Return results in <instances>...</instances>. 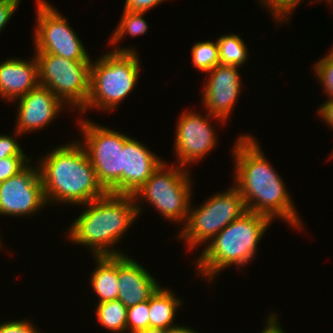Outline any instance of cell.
Masks as SVG:
<instances>
[{
  "label": "cell",
  "mask_w": 333,
  "mask_h": 333,
  "mask_svg": "<svg viewBox=\"0 0 333 333\" xmlns=\"http://www.w3.org/2000/svg\"><path fill=\"white\" fill-rule=\"evenodd\" d=\"M238 138L232 151L234 186L244 198L248 211L271 220L281 218L295 229L304 228L283 180L260 150L257 139L245 133Z\"/></svg>",
  "instance_id": "6da1fadb"
},
{
  "label": "cell",
  "mask_w": 333,
  "mask_h": 333,
  "mask_svg": "<svg viewBox=\"0 0 333 333\" xmlns=\"http://www.w3.org/2000/svg\"><path fill=\"white\" fill-rule=\"evenodd\" d=\"M41 158L38 166L47 204L80 206L107 193L99 184L88 155L78 140L57 146Z\"/></svg>",
  "instance_id": "7a4b0ae2"
},
{
  "label": "cell",
  "mask_w": 333,
  "mask_h": 333,
  "mask_svg": "<svg viewBox=\"0 0 333 333\" xmlns=\"http://www.w3.org/2000/svg\"><path fill=\"white\" fill-rule=\"evenodd\" d=\"M82 206L86 210L70 225L69 240L90 248L93 257L123 255L113 247L142 212L134 196L107 192Z\"/></svg>",
  "instance_id": "3957f363"
},
{
  "label": "cell",
  "mask_w": 333,
  "mask_h": 333,
  "mask_svg": "<svg viewBox=\"0 0 333 333\" xmlns=\"http://www.w3.org/2000/svg\"><path fill=\"white\" fill-rule=\"evenodd\" d=\"M271 223L269 217L250 211L229 223L195 259L198 273L212 282L217 272L233 265L238 269L246 266L255 258L258 244Z\"/></svg>",
  "instance_id": "277c9868"
},
{
  "label": "cell",
  "mask_w": 333,
  "mask_h": 333,
  "mask_svg": "<svg viewBox=\"0 0 333 333\" xmlns=\"http://www.w3.org/2000/svg\"><path fill=\"white\" fill-rule=\"evenodd\" d=\"M91 61L90 92L85 107L113 111L135 88L140 74L138 54L131 47L110 50Z\"/></svg>",
  "instance_id": "5b68a950"
},
{
  "label": "cell",
  "mask_w": 333,
  "mask_h": 333,
  "mask_svg": "<svg viewBox=\"0 0 333 333\" xmlns=\"http://www.w3.org/2000/svg\"><path fill=\"white\" fill-rule=\"evenodd\" d=\"M191 206L192 203L186 224H183L184 227L177 235L188 245V251L203 242L209 243L229 223L248 212L245 200L235 186L213 194L200 207L192 206V209Z\"/></svg>",
  "instance_id": "8992f818"
},
{
  "label": "cell",
  "mask_w": 333,
  "mask_h": 333,
  "mask_svg": "<svg viewBox=\"0 0 333 333\" xmlns=\"http://www.w3.org/2000/svg\"><path fill=\"white\" fill-rule=\"evenodd\" d=\"M165 162L133 195L135 202L147 201L168 221L184 223L189 217L192 178L184 167H167Z\"/></svg>",
  "instance_id": "52a82bcc"
},
{
  "label": "cell",
  "mask_w": 333,
  "mask_h": 333,
  "mask_svg": "<svg viewBox=\"0 0 333 333\" xmlns=\"http://www.w3.org/2000/svg\"><path fill=\"white\" fill-rule=\"evenodd\" d=\"M85 149L95 170L97 180L108 193L122 194L123 146L130 138L126 134L80 119Z\"/></svg>",
  "instance_id": "ba28073f"
},
{
  "label": "cell",
  "mask_w": 333,
  "mask_h": 333,
  "mask_svg": "<svg viewBox=\"0 0 333 333\" xmlns=\"http://www.w3.org/2000/svg\"><path fill=\"white\" fill-rule=\"evenodd\" d=\"M35 56L39 85L50 89L63 104L81 111L89 97L91 61H74L53 54Z\"/></svg>",
  "instance_id": "9c48e42d"
},
{
  "label": "cell",
  "mask_w": 333,
  "mask_h": 333,
  "mask_svg": "<svg viewBox=\"0 0 333 333\" xmlns=\"http://www.w3.org/2000/svg\"><path fill=\"white\" fill-rule=\"evenodd\" d=\"M36 25L34 29L35 54H53L74 61H91L87 50L54 6L46 0H36Z\"/></svg>",
  "instance_id": "30bf717a"
},
{
  "label": "cell",
  "mask_w": 333,
  "mask_h": 333,
  "mask_svg": "<svg viewBox=\"0 0 333 333\" xmlns=\"http://www.w3.org/2000/svg\"><path fill=\"white\" fill-rule=\"evenodd\" d=\"M28 164L15 176L0 183V215L25 216L47 205L39 166Z\"/></svg>",
  "instance_id": "8fae6325"
},
{
  "label": "cell",
  "mask_w": 333,
  "mask_h": 333,
  "mask_svg": "<svg viewBox=\"0 0 333 333\" xmlns=\"http://www.w3.org/2000/svg\"><path fill=\"white\" fill-rule=\"evenodd\" d=\"M211 118H216L221 123L224 120L211 116L209 113L202 116L196 112L186 111L177 120L175 130L174 150L177 157V165L186 167L187 164L195 163L206 157L209 152L216 148V129L210 124Z\"/></svg>",
  "instance_id": "7c38bea8"
},
{
  "label": "cell",
  "mask_w": 333,
  "mask_h": 333,
  "mask_svg": "<svg viewBox=\"0 0 333 333\" xmlns=\"http://www.w3.org/2000/svg\"><path fill=\"white\" fill-rule=\"evenodd\" d=\"M207 73L202 105L211 116L226 122L242 90L238 66L218 64Z\"/></svg>",
  "instance_id": "4fadbf2b"
},
{
  "label": "cell",
  "mask_w": 333,
  "mask_h": 333,
  "mask_svg": "<svg viewBox=\"0 0 333 333\" xmlns=\"http://www.w3.org/2000/svg\"><path fill=\"white\" fill-rule=\"evenodd\" d=\"M18 100L14 129L16 137L34 130H42L53 122L66 106L50 89L40 85L14 102Z\"/></svg>",
  "instance_id": "5bb4252c"
},
{
  "label": "cell",
  "mask_w": 333,
  "mask_h": 333,
  "mask_svg": "<svg viewBox=\"0 0 333 333\" xmlns=\"http://www.w3.org/2000/svg\"><path fill=\"white\" fill-rule=\"evenodd\" d=\"M117 278V299L127 308L149 300L160 287L150 272L126 254L117 255Z\"/></svg>",
  "instance_id": "9a60e30c"
},
{
  "label": "cell",
  "mask_w": 333,
  "mask_h": 333,
  "mask_svg": "<svg viewBox=\"0 0 333 333\" xmlns=\"http://www.w3.org/2000/svg\"><path fill=\"white\" fill-rule=\"evenodd\" d=\"M163 162L147 146L130 137L123 146L122 194L134 195Z\"/></svg>",
  "instance_id": "2e32d148"
},
{
  "label": "cell",
  "mask_w": 333,
  "mask_h": 333,
  "mask_svg": "<svg viewBox=\"0 0 333 333\" xmlns=\"http://www.w3.org/2000/svg\"><path fill=\"white\" fill-rule=\"evenodd\" d=\"M39 86L36 56L32 61L10 58L0 62V97L8 102Z\"/></svg>",
  "instance_id": "e0dca14e"
},
{
  "label": "cell",
  "mask_w": 333,
  "mask_h": 333,
  "mask_svg": "<svg viewBox=\"0 0 333 333\" xmlns=\"http://www.w3.org/2000/svg\"><path fill=\"white\" fill-rule=\"evenodd\" d=\"M97 267L90 276V284L99 297V303L117 300L119 285L117 278V255L95 256Z\"/></svg>",
  "instance_id": "ac0fdd59"
},
{
  "label": "cell",
  "mask_w": 333,
  "mask_h": 333,
  "mask_svg": "<svg viewBox=\"0 0 333 333\" xmlns=\"http://www.w3.org/2000/svg\"><path fill=\"white\" fill-rule=\"evenodd\" d=\"M181 300L171 289L160 286L149 298V327L169 330L178 325L173 324Z\"/></svg>",
  "instance_id": "d6986e66"
},
{
  "label": "cell",
  "mask_w": 333,
  "mask_h": 333,
  "mask_svg": "<svg viewBox=\"0 0 333 333\" xmlns=\"http://www.w3.org/2000/svg\"><path fill=\"white\" fill-rule=\"evenodd\" d=\"M96 317L101 326L113 333H127V307L118 299L97 303Z\"/></svg>",
  "instance_id": "ffe728a7"
},
{
  "label": "cell",
  "mask_w": 333,
  "mask_h": 333,
  "mask_svg": "<svg viewBox=\"0 0 333 333\" xmlns=\"http://www.w3.org/2000/svg\"><path fill=\"white\" fill-rule=\"evenodd\" d=\"M219 61L223 65L241 66L249 58L248 49L243 39L237 34H228L217 39Z\"/></svg>",
  "instance_id": "44dd1931"
},
{
  "label": "cell",
  "mask_w": 333,
  "mask_h": 333,
  "mask_svg": "<svg viewBox=\"0 0 333 333\" xmlns=\"http://www.w3.org/2000/svg\"><path fill=\"white\" fill-rule=\"evenodd\" d=\"M145 12H133L129 10H123V14L118 23V27L113 31L110 38V45H117L118 42L126 35L135 37L137 35L146 34L148 30V23L143 18ZM128 33V34H127Z\"/></svg>",
  "instance_id": "7402d4cb"
},
{
  "label": "cell",
  "mask_w": 333,
  "mask_h": 333,
  "mask_svg": "<svg viewBox=\"0 0 333 333\" xmlns=\"http://www.w3.org/2000/svg\"><path fill=\"white\" fill-rule=\"evenodd\" d=\"M191 51L193 66L201 73H206L220 64L217 41L197 42L193 44Z\"/></svg>",
  "instance_id": "603a6c76"
},
{
  "label": "cell",
  "mask_w": 333,
  "mask_h": 333,
  "mask_svg": "<svg viewBox=\"0 0 333 333\" xmlns=\"http://www.w3.org/2000/svg\"><path fill=\"white\" fill-rule=\"evenodd\" d=\"M147 327H149V300L128 307L127 333H135Z\"/></svg>",
  "instance_id": "cb8c5ba5"
},
{
  "label": "cell",
  "mask_w": 333,
  "mask_h": 333,
  "mask_svg": "<svg viewBox=\"0 0 333 333\" xmlns=\"http://www.w3.org/2000/svg\"><path fill=\"white\" fill-rule=\"evenodd\" d=\"M313 69L315 76H318V81L324 86L327 99H333V48L325 57L315 63Z\"/></svg>",
  "instance_id": "d4e9b609"
},
{
  "label": "cell",
  "mask_w": 333,
  "mask_h": 333,
  "mask_svg": "<svg viewBox=\"0 0 333 333\" xmlns=\"http://www.w3.org/2000/svg\"><path fill=\"white\" fill-rule=\"evenodd\" d=\"M262 6L266 7L272 14L275 22L283 23L289 20V15L295 11V8L302 0H259Z\"/></svg>",
  "instance_id": "484cf974"
},
{
  "label": "cell",
  "mask_w": 333,
  "mask_h": 333,
  "mask_svg": "<svg viewBox=\"0 0 333 333\" xmlns=\"http://www.w3.org/2000/svg\"><path fill=\"white\" fill-rule=\"evenodd\" d=\"M32 160L27 156H9L0 160V183L22 171Z\"/></svg>",
  "instance_id": "4316f807"
},
{
  "label": "cell",
  "mask_w": 333,
  "mask_h": 333,
  "mask_svg": "<svg viewBox=\"0 0 333 333\" xmlns=\"http://www.w3.org/2000/svg\"><path fill=\"white\" fill-rule=\"evenodd\" d=\"M16 137L0 134V160L9 156H26Z\"/></svg>",
  "instance_id": "83f0119b"
},
{
  "label": "cell",
  "mask_w": 333,
  "mask_h": 333,
  "mask_svg": "<svg viewBox=\"0 0 333 333\" xmlns=\"http://www.w3.org/2000/svg\"><path fill=\"white\" fill-rule=\"evenodd\" d=\"M30 320H13L0 324V333H40Z\"/></svg>",
  "instance_id": "f1b7e54d"
},
{
  "label": "cell",
  "mask_w": 333,
  "mask_h": 333,
  "mask_svg": "<svg viewBox=\"0 0 333 333\" xmlns=\"http://www.w3.org/2000/svg\"><path fill=\"white\" fill-rule=\"evenodd\" d=\"M21 0H0V32L9 22Z\"/></svg>",
  "instance_id": "f546056e"
},
{
  "label": "cell",
  "mask_w": 333,
  "mask_h": 333,
  "mask_svg": "<svg viewBox=\"0 0 333 333\" xmlns=\"http://www.w3.org/2000/svg\"><path fill=\"white\" fill-rule=\"evenodd\" d=\"M165 0H126L123 10H129L133 12H145L158 6Z\"/></svg>",
  "instance_id": "4dcf8cb0"
},
{
  "label": "cell",
  "mask_w": 333,
  "mask_h": 333,
  "mask_svg": "<svg viewBox=\"0 0 333 333\" xmlns=\"http://www.w3.org/2000/svg\"><path fill=\"white\" fill-rule=\"evenodd\" d=\"M320 119H323L328 126L333 128V99H327L318 110Z\"/></svg>",
  "instance_id": "1f68e13d"
},
{
  "label": "cell",
  "mask_w": 333,
  "mask_h": 333,
  "mask_svg": "<svg viewBox=\"0 0 333 333\" xmlns=\"http://www.w3.org/2000/svg\"><path fill=\"white\" fill-rule=\"evenodd\" d=\"M277 319V315L275 313H271L268 315V318H266L265 328L261 331V333H285L283 328L280 325V322Z\"/></svg>",
  "instance_id": "d6a6232c"
},
{
  "label": "cell",
  "mask_w": 333,
  "mask_h": 333,
  "mask_svg": "<svg viewBox=\"0 0 333 333\" xmlns=\"http://www.w3.org/2000/svg\"><path fill=\"white\" fill-rule=\"evenodd\" d=\"M168 333H199L196 330L189 328L188 326H176L168 330Z\"/></svg>",
  "instance_id": "836d02e7"
},
{
  "label": "cell",
  "mask_w": 333,
  "mask_h": 333,
  "mask_svg": "<svg viewBox=\"0 0 333 333\" xmlns=\"http://www.w3.org/2000/svg\"><path fill=\"white\" fill-rule=\"evenodd\" d=\"M135 333H168V330L163 328L147 327L146 329L137 331Z\"/></svg>",
  "instance_id": "e575fe53"
},
{
  "label": "cell",
  "mask_w": 333,
  "mask_h": 333,
  "mask_svg": "<svg viewBox=\"0 0 333 333\" xmlns=\"http://www.w3.org/2000/svg\"><path fill=\"white\" fill-rule=\"evenodd\" d=\"M320 2V1H322L323 2V0H315V2ZM324 1H327V3H330V5L332 4L333 5V0H324Z\"/></svg>",
  "instance_id": "d590c367"
}]
</instances>
